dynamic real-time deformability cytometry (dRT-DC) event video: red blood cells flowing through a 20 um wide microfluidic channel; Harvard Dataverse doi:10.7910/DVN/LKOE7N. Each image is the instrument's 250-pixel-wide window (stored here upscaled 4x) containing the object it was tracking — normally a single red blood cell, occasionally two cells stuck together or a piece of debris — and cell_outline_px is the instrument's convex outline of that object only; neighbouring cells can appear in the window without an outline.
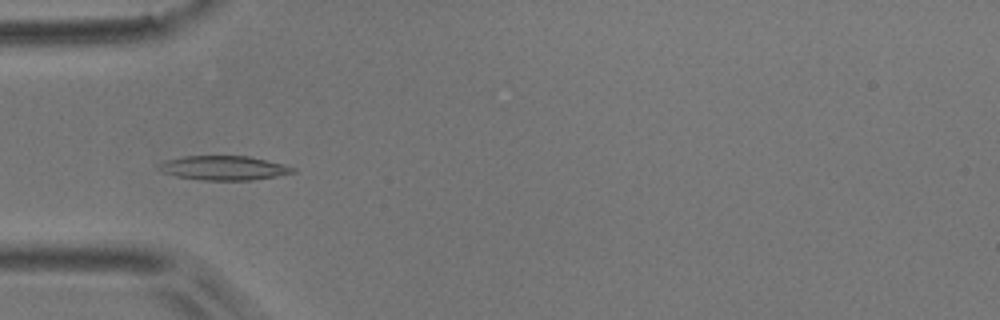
{"species": "common noctule bat (a hibernating species)", "species_latin": "Nyctalus noctula", "temperature_condition": "room temperature", "stored_images_in_passage": 6, "camera_frame_rate_fps": 3000, "um_per_image_px": 0.085, "animal": {"sex": "male", "body_mass_g": 17.9}, "frame": {"image": 1, "passage_image": 4, "time_ms": 1.0, "image_size_px": [1000, 320], "cell_outline_px": [[296, 172], [276, 176], [252, 180], [200, 180], [176, 176], [160, 172], [156, 168], [156, 164], [164, 160], [184, 156], [248, 156], [284, 164], [296, 168]], "centroid_in_image_um": [18.96, 14.27], "position_along_channel_um": 66.0, "area_um2": 19.19}}
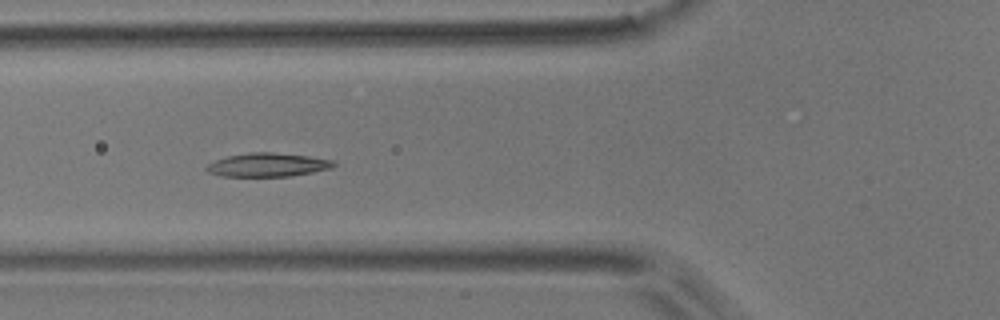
{"frame": {"image": 2, "passage_image": 5, "time_ms": 1.333, "image_size_px": [1000, 320], "cell_outline_px": [[336, 164], [332, 168], [312, 172], [288, 176], [220, 176], [208, 172], [204, 168], [208, 164], [216, 160], [228, 156], [248, 152], [272, 152], [308, 156], [336, 160]], "centroid_in_image_um": [22.76, 14.0], "position_along_channel_um": 103.0, "area_um2": 17.51}}
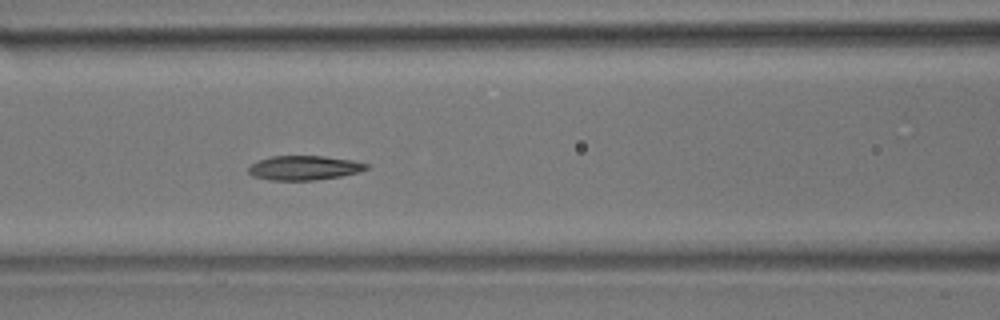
{"frame": {"image": 3, "passage_image": 6, "time_ms": 1.667, "image_size_px": [1000, 320], "cell_outline_px": [[368, 168], [360, 172], [340, 176], [316, 180], [272, 180], [252, 176], [248, 172], [248, 168], [252, 164], [260, 160], [272, 156], [324, 156], [352, 160], [368, 164]], "centroid_in_image_um": [25.86, 14.27], "position_along_channel_um": 140.7, "area_um2": 16.65}}